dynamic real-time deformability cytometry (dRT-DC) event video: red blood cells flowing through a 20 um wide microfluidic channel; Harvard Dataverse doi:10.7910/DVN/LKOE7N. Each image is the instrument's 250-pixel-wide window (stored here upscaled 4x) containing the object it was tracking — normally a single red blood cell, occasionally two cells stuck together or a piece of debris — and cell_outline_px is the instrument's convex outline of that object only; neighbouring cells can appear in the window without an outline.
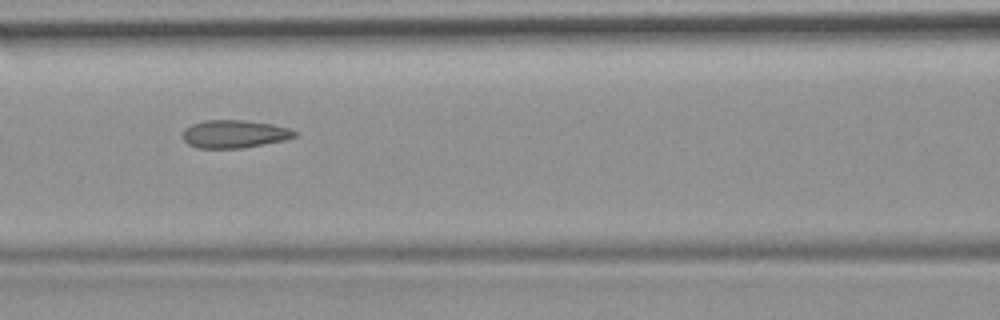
{"species": "common noctule bat (a hibernating species)", "species_latin": "Nyctalus noctula", "temperature_condition": "room temperature", "stored_images_in_passage": 54, "camera_frame_rate_fps": 3000, "um_per_image_px": 0.085, "animal": {"sex": "female", "body_mass_g": 19.9}, "frame": {"image": 1, "passage_image": 24, "time_ms": 7.667, "image_size_px": [1000, 320], "cell_outline_px": [[296, 136], [284, 140], [240, 148], [200, 148], [188, 144], [184, 140], [184, 128], [192, 124], [204, 120], [244, 120], [272, 124], [288, 128], [296, 132]], "centroid_in_image_um": [19.9, 11.38], "position_along_channel_um": 146.7, "area_um2": 17.98}, "authors_computed_cell_mechanics": {"area_um2": 18.8428, "velocity_mm_per_s": 3.7511, "shape_relaxation_time_tau1_ms": null, "shape_relaxation_time_tau2_ms": 1.776, "deformation_change_tau1": null, "deformation_change_tau2": 0.0722}}